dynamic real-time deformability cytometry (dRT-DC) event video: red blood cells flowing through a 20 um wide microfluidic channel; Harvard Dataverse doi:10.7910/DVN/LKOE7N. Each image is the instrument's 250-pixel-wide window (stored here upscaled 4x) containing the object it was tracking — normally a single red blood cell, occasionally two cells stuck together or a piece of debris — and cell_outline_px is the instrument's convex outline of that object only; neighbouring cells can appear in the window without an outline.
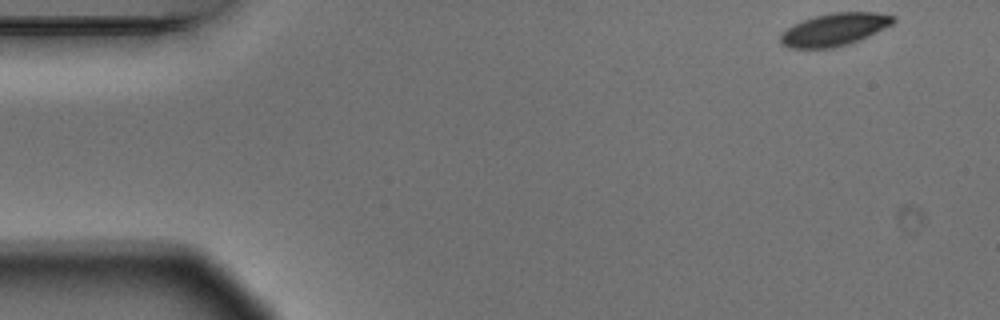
{"species": "Egyptian fruit bat (a non-hibernating species)", "species_latin": "Rousettus aegyptiacus", "temperature_condition": "warm", "stored_images_in_passage": 4, "camera_frame_rate_fps": 3000, "um_per_image_px": 0.085, "animal": {"sex": "male"}, "frame": {"image": 1, "passage_image": 1, "time_ms": 0.0, "image_size_px": [1000, 320], "cell_outline_px": [[896, 20], [892, 24], [860, 40], [848, 44], [832, 48], [788, 48], [780, 44], [780, 36], [788, 28], [804, 20], [816, 16], [832, 12], [876, 12], [896, 16]], "centroid_in_image_um": [70.95, 2.51], "position_along_channel_um": 14.0, "area_um2": 21.27}}
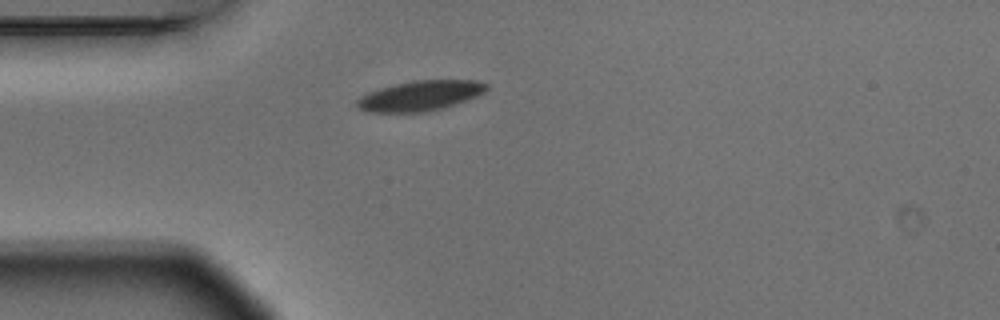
{"frame": {"image": 2, "passage_image": 4, "time_ms": 1.0, "image_size_px": [1000, 320], "cell_outline_px": [[488, 88], [484, 92], [476, 96], [440, 108], [424, 112], [364, 112], [356, 108], [356, 100], [360, 96], [368, 92], [380, 88], [412, 80], [476, 80], [488, 84]], "centroid_in_image_um": [35.65, 8.13], "position_along_channel_um": 49.4, "area_um2": 22.6}}